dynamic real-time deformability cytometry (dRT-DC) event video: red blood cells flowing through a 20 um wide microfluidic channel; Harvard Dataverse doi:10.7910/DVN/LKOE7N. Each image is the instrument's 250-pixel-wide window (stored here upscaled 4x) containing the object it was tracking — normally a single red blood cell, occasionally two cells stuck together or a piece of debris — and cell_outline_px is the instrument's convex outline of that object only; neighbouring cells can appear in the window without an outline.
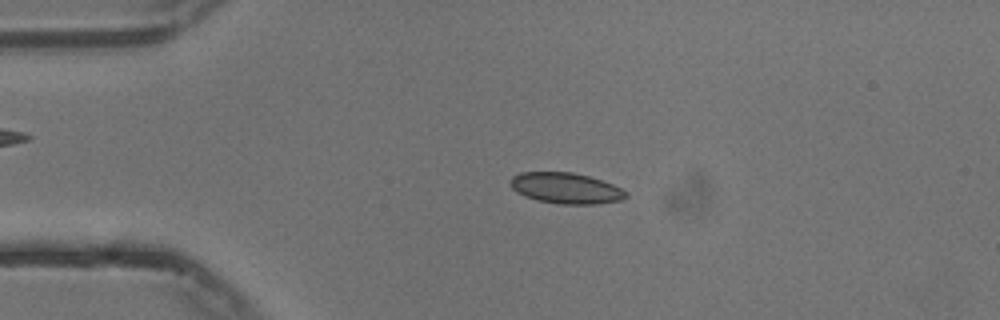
{"species": "common noctule bat (a hibernating species)", "species_latin": "Nyctalus noctula", "temperature_condition": "cold", "stored_images_in_passage": 54, "camera_frame_rate_fps": 3000, "um_per_image_px": 0.085, "animal": {"sex": "male", "body_mass_g": 13.3}, "frame": {"image": 1, "passage_image": 12, "time_ms": 3.667, "image_size_px": [1000, 320], "cell_outline_px": [[628, 196], [620, 200], [596, 204], [560, 204], [536, 200], [524, 196], [516, 192], [512, 188], [508, 180], [512, 176], [520, 172], [572, 172], [588, 176], [612, 184], [628, 192]], "centroid_in_image_um": [48.06, 15.99], "position_along_channel_um": 36.9, "area_um2": 20.87}}
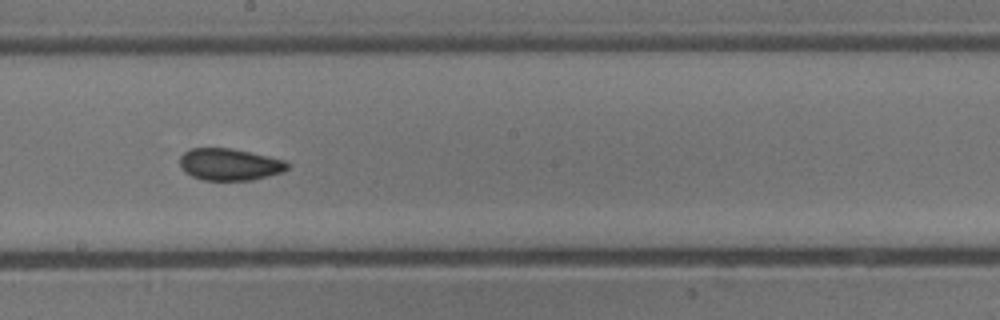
{"frame": {"image": 2, "passage_image": 30, "time_ms": 9.667, "image_size_px": [1000, 320], "cell_outline_px": [[288, 168], [284, 172], [252, 180], [200, 180], [184, 172], [180, 164], [180, 156], [184, 152], [192, 148], [232, 148], [284, 160], [288, 164]], "centroid_in_image_um": [19.5, 13.98], "position_along_channel_um": 228.7, "area_um2": 20.0}}
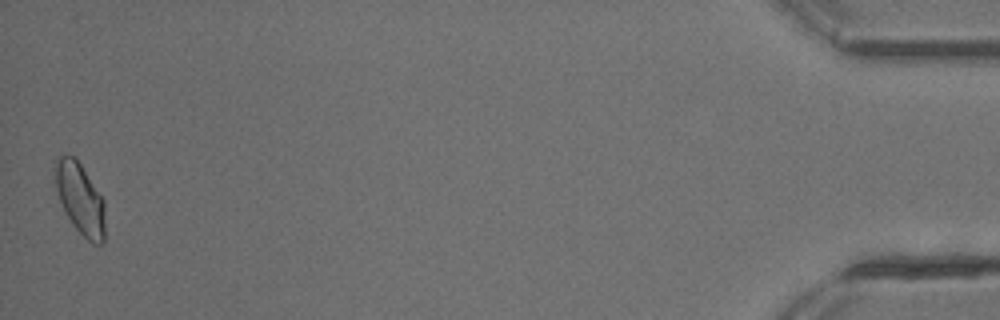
{"frame": {"image": 3, "passage_image": 54, "time_ms": 17.667, "image_size_px": [1000, 320], "cell_outline_px": [[104, 240], [100, 244], [92, 244], [72, 224], [60, 200], [56, 188], [56, 160], [60, 156], [72, 156], [80, 164], [104, 200]], "centroid_in_image_um": [6.84, 16.93], "position_along_channel_um": 428.4, "area_um2": 20.0}, "authors_computed_cell_mechanics": {"area_um2": 20.1722, "velocity_mm_per_s": 3.7438, "shape_relaxation_time_tau1_ms": null, "shape_relaxation_time_tau2_ms": 1.3445, "deformation_change_tau1": null, "deformation_change_tau2": 0.0516}}